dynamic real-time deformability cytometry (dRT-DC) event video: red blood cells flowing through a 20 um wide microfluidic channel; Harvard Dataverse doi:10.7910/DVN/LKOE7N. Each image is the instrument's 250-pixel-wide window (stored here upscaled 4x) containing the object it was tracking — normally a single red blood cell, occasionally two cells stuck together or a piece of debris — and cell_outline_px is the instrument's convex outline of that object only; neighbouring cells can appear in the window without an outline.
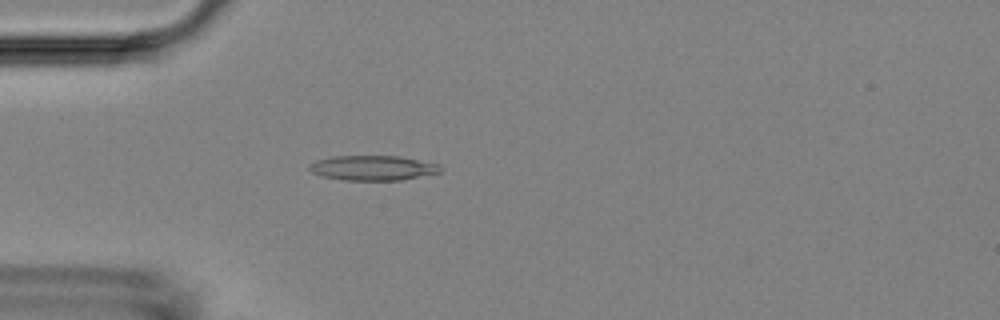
{"species": "Egyptian fruit bat (a non-hibernating species)", "species_latin": "Rousettus aegyptiacus", "temperature_condition": "room temperature", "stored_images_in_passage": 4, "camera_frame_rate_fps": 3000, "um_per_image_px": 0.085, "animal": {"sex": "female"}, "frame": {"image": 1, "passage_image": 4, "time_ms": 1.0, "image_size_px": [1000, 320], "cell_outline_px": [[444, 168], [440, 172], [400, 180], [344, 180], [320, 176], [312, 172], [308, 168], [308, 164], [316, 160], [332, 156], [400, 156], [440, 164]], "centroid_in_image_um": [31.68, 14.27], "position_along_channel_um": 53.3, "area_um2": 19.13}}